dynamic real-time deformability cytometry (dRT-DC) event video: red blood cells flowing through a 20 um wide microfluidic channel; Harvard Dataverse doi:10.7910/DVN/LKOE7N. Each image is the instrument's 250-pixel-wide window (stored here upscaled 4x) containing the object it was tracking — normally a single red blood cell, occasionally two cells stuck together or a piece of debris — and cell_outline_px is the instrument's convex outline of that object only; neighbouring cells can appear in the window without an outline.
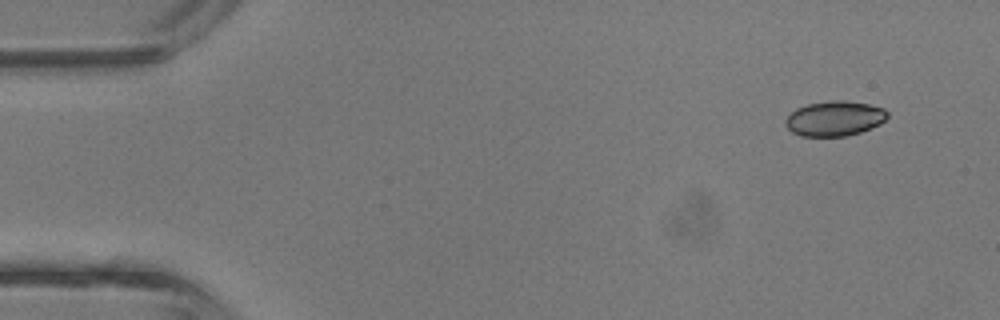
{"species": "common noctule bat (a hibernating species)", "species_latin": "Nyctalus noctula", "temperature_condition": "room temperature", "stored_images_in_passage": 40, "camera_frame_rate_fps": 3000, "um_per_image_px": 0.085, "animal": {"sex": "male", "body_mass_g": 13.3}, "frame": {"image": 1, "passage_image": 1, "time_ms": 0.0, "image_size_px": [1000, 320], "cell_outline_px": [[888, 116], [880, 124], [860, 132], [844, 136], [800, 136], [792, 132], [784, 124], [784, 120], [796, 108], [808, 104], [832, 100], [844, 100], [868, 104], [884, 108], [888, 112]], "centroid_in_image_um": [70.93, 10.07], "position_along_channel_um": 14.1, "area_um2": 20.75}}
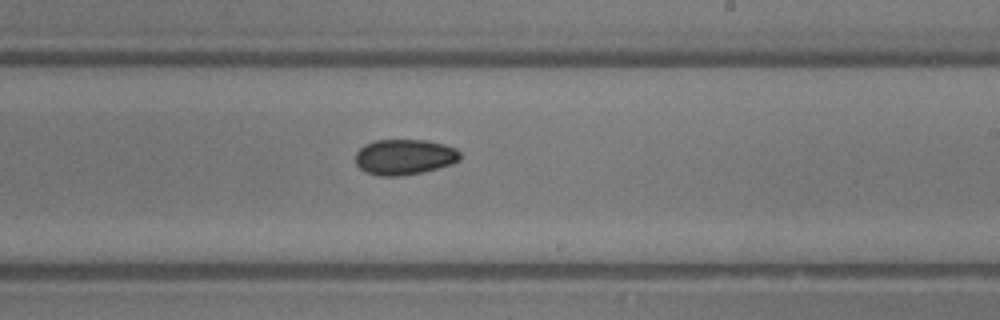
{"frame": {"image": 2, "passage_image": 23, "time_ms": 7.333, "image_size_px": [1000, 320], "cell_outline_px": [[460, 160], [452, 164], [424, 172], [400, 176], [380, 176], [368, 172], [360, 168], [356, 164], [356, 152], [364, 144], [376, 140], [428, 140], [444, 144], [456, 148], [460, 152]], "centroid_in_image_um": [34.4, 13.34], "position_along_channel_um": 254.6, "area_um2": 21.79}}
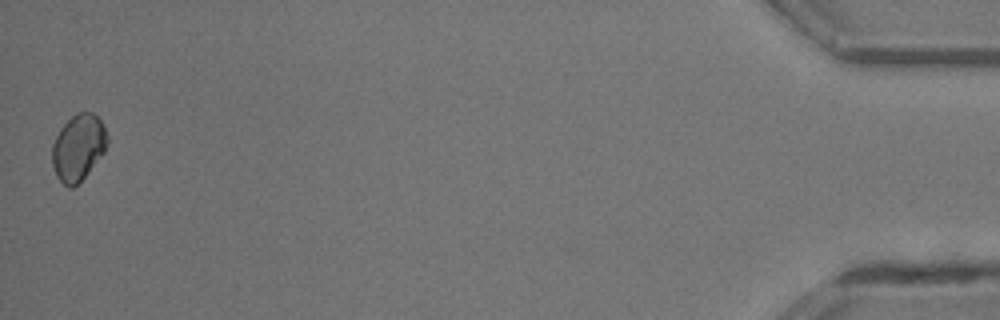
{"frame": {"image": 3, "passage_image": 40, "time_ms": 13.0, "image_size_px": [1000, 320], "cell_outline_px": [[108, 144], [104, 152], [88, 172], [72, 188], [68, 188], [56, 176], [52, 164], [52, 144], [60, 128], [76, 112], [92, 112], [100, 120], [108, 136]], "centroid_in_image_um": [6.64, 12.53], "position_along_channel_um": 428.6, "area_um2": 21.15}, "authors_computed_cell_mechanics": {"area_um2": 21.2126, "velocity_mm_per_s": 4.816, "shape_relaxation_time_tau1_ms": null, "shape_relaxation_time_tau2_ms": 3.553, "deformation_change_tau1": null, "deformation_change_tau2": 0.051}}